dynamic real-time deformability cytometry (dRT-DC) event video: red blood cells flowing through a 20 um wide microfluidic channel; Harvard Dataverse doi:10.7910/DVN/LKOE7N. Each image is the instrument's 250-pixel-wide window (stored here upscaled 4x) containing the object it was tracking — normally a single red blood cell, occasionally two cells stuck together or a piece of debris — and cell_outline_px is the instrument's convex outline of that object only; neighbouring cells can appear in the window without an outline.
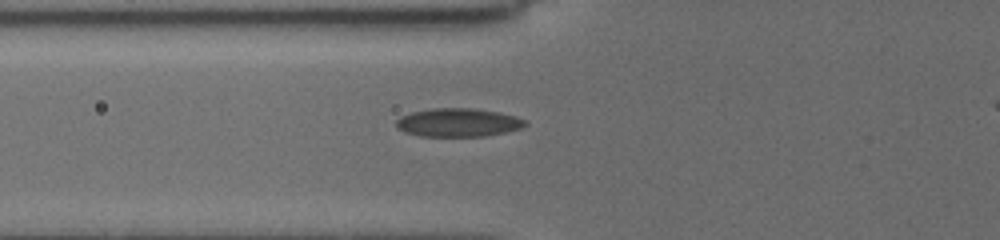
{"species": "common noctule bat (a hibernating species)", "species_latin": "Nyctalus noctula", "temperature_condition": "cold", "stored_images_in_passage": 47, "camera_frame_rate_fps": 3000, "um_per_image_px": 0.085, "animal": {"sex": "female", "body_mass_g": 19.5, "forearm_length_mm": 54.1}, "frame": {"image": 1, "passage_image": 13, "time_ms": 4.667, "image_size_px": [1000, 240], "cell_outline_px": [[528, 124], [524, 128], [484, 136], [420, 136], [404, 132], [396, 128], [396, 120], [400, 116], [412, 112], [436, 108], [472, 108], [500, 112], [516, 116], [528, 120]], "centroid_in_image_um": [38.97, 10.41], "position_along_channel_um": 86.8, "area_um2": 21.56}}
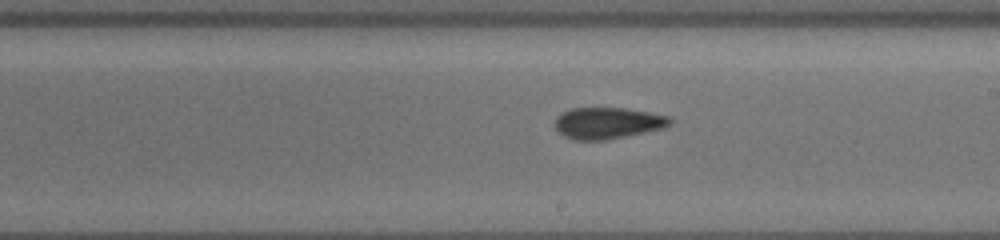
{"frame": {"image": 2, "passage_image": 27, "time_ms": 8.667, "image_size_px": [1000, 240], "cell_outline_px": [[672, 120], [664, 128], [604, 140], [572, 140], [564, 136], [556, 128], [556, 116], [560, 112], [572, 108], [624, 108], [672, 116]], "centroid_in_image_um": [51.63, 10.45], "position_along_channel_um": 237.4, "area_um2": 20.98}}
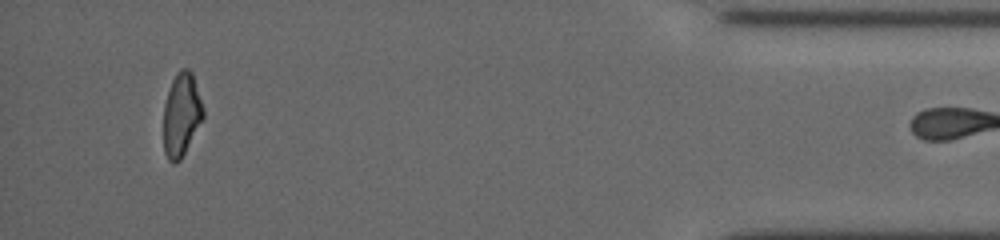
{"frame": {"image": 3, "passage_image": 46, "time_ms": 15.0, "image_size_px": [1000, 240], "cell_outline_px": [[204, 120], [180, 160], [176, 164], [172, 164], [168, 160], [164, 152], [164, 104], [172, 80], [176, 72], [180, 68], [188, 68], [192, 72], [204, 108]], "centroid_in_image_um": [15.44, 9.76], "position_along_channel_um": 419.8, "area_um2": 19.59}}